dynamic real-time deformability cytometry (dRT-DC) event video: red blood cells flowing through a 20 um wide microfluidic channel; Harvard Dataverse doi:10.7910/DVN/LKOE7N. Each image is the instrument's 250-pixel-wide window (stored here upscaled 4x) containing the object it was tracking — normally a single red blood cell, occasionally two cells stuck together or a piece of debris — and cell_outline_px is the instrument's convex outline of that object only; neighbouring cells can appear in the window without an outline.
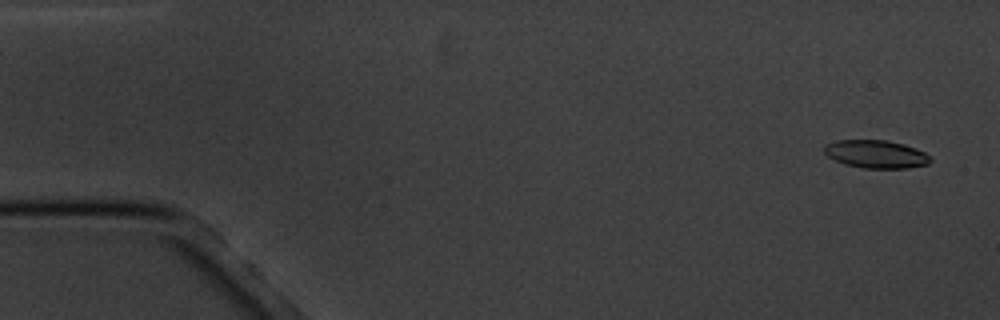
{"species": "common noctule bat (a hibernating species)", "species_latin": "Nyctalus noctula", "temperature_condition": "cold", "stored_images_in_passage": 5, "camera_frame_rate_fps": 3000, "um_per_image_px": 0.085, "animal": {"sex": "male", "body_mass_g": 20.1, "forearm_length_mm": 53.5}, "frame": {"image": 1, "passage_image": 1, "time_ms": 0.0, "image_size_px": [1000, 320], "cell_outline_px": [[932, 160], [928, 164], [908, 168], [864, 168], [844, 164], [828, 156], [824, 152], [824, 144], [836, 140], [884, 140], [904, 144], [916, 148], [924, 152]], "centroid_in_image_um": [74.45, 13.1], "position_along_channel_um": 10.6, "area_um2": 17.28}}
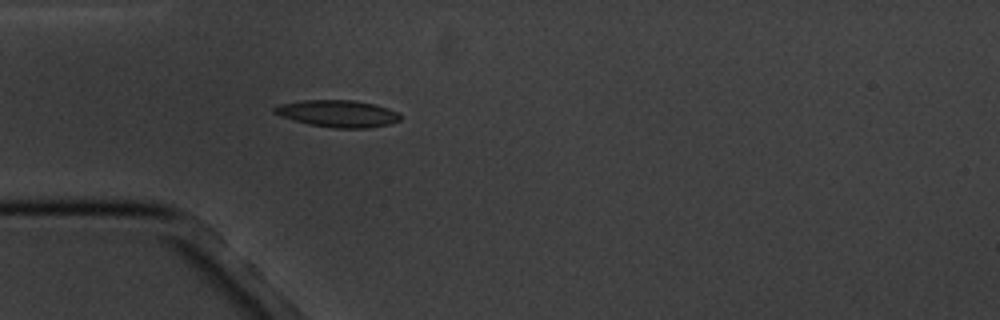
{"frame": {"image": 2, "passage_image": 5, "time_ms": 4.667, "image_size_px": [1000, 320], "cell_outline_px": [[400, 120], [388, 124], [368, 128], [332, 128], [308, 124], [280, 116], [272, 112], [272, 108], [280, 104], [304, 100], [352, 100], [376, 104], [400, 112]], "centroid_in_image_um": [28.71, 9.65], "position_along_channel_um": 56.3, "area_um2": 19.88}}